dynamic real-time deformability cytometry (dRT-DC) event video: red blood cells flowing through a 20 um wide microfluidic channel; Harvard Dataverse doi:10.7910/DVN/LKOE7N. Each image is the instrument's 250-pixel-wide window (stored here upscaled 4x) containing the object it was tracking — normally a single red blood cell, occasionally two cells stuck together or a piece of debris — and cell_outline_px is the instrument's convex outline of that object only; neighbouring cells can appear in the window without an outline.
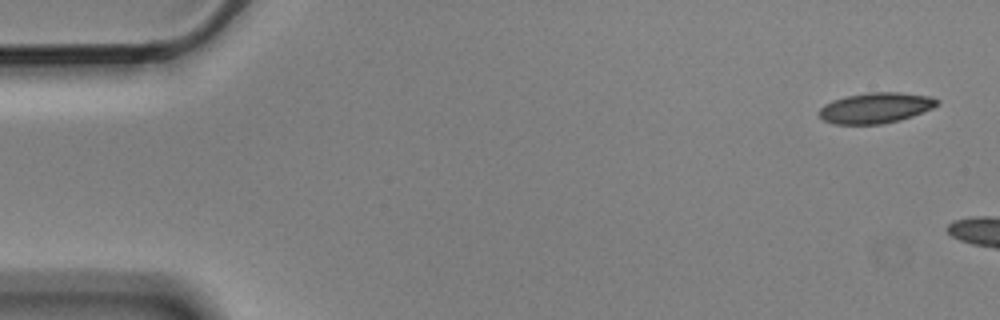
{"species": "Egyptian fruit bat (a non-hibernating species)", "species_latin": "Rousettus aegyptiacus", "temperature_condition": "cold", "stored_images_in_passage": 5, "camera_frame_rate_fps": 3000, "um_per_image_px": 0.085, "animal": {"sex": "male"}, "frame": {"image": 1, "passage_image": 1, "time_ms": 0.0, "image_size_px": [1000, 320], "cell_outline_px": [[940, 104], [932, 108], [912, 116], [900, 120], [880, 124], [836, 124], [824, 120], [816, 112], [824, 104], [832, 100], [848, 96], [868, 92], [900, 92], [932, 96], [940, 100]], "centroid_in_image_um": [74.45, 9.16], "position_along_channel_um": 10.6, "area_um2": 21.15}}
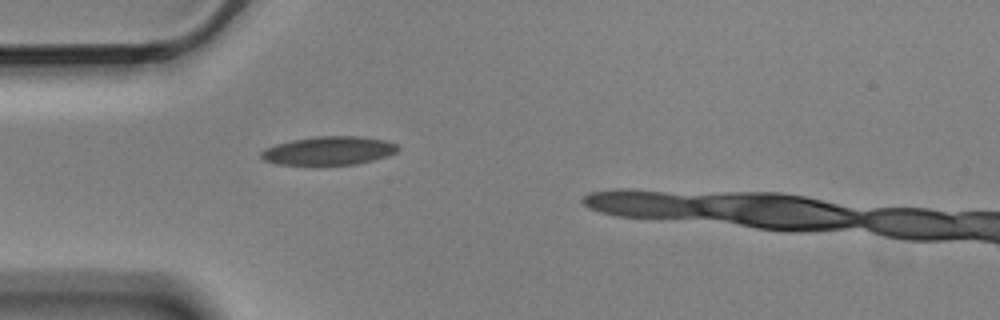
{"frame": {"image": 2, "passage_image": 5, "time_ms": 1.333, "image_size_px": [1000, 320], "cell_outline_px": [[400, 148], [396, 152], [388, 156], [356, 164], [276, 164], [264, 160], [260, 156], [260, 152], [264, 148], [276, 144], [292, 140], [316, 136], [360, 136], [384, 140], [396, 144]], "centroid_in_image_um": [27.94, 12.8], "position_along_channel_um": 57.1, "area_um2": 22.6}}